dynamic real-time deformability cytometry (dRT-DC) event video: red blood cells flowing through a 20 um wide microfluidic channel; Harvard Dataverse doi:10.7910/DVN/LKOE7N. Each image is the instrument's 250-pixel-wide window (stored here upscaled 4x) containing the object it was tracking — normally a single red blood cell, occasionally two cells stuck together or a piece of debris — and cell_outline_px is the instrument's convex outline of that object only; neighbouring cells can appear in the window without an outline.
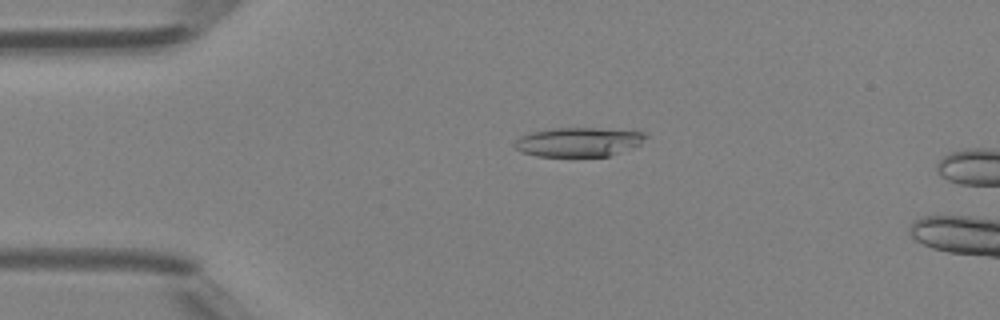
{"species": "Egyptian fruit bat (a non-hibernating species)", "species_latin": "Rousettus aegyptiacus", "temperature_condition": "room temperature", "stored_images_in_passage": 13, "camera_frame_rate_fps": 3000, "um_per_image_px": 0.085, "animal": {"sex": "female"}, "frame": {"image": 1, "passage_image": 10, "time_ms": 3.0, "image_size_px": [1000, 320], "cell_outline_px": [[648, 136], [640, 144], [608, 156], [536, 156], [520, 152], [512, 144], [520, 136], [532, 132], [552, 128], [600, 128], [644, 132]], "centroid_in_image_um": [49.13, 12.06], "position_along_channel_um": 35.9, "area_um2": 22.2}}